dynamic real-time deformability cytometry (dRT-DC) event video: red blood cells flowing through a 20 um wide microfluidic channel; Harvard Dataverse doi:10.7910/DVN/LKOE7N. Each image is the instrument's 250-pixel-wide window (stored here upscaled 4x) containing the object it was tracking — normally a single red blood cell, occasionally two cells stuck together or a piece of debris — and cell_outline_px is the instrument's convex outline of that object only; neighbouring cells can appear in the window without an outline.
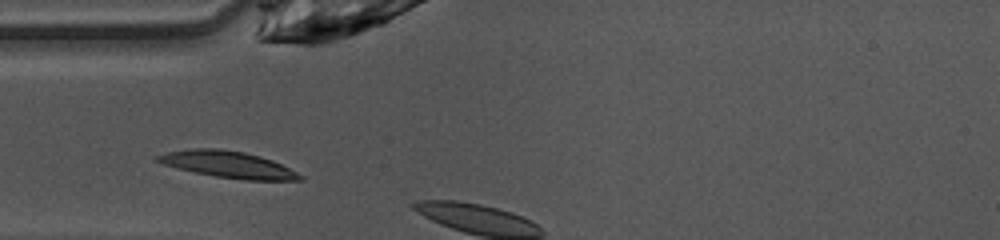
{"species": "common noctule bat (a hibernating species)", "species_latin": "Nyctalus noctula", "temperature_condition": "warm", "stored_images_in_passage": 2, "camera_frame_rate_fps": 3000, "um_per_image_px": 0.085, "animal": {"sex": "female", "body_mass_g": 10.0, "forearm_length_mm": 53.1}, "frame": {"image": 1, "passage_image": 1, "time_ms": 0.0, "image_size_px": [1000, 240], "cell_outline_px": [[304, 180], [244, 180], [216, 176], [176, 168], [164, 164], [156, 160], [156, 156], [168, 152], [192, 148], [220, 148], [244, 152], [260, 156], [272, 160], [304, 176]], "centroid_in_image_um": [19.4, 13.98], "position_along_channel_um": 65.6, "area_um2": 21.85}}